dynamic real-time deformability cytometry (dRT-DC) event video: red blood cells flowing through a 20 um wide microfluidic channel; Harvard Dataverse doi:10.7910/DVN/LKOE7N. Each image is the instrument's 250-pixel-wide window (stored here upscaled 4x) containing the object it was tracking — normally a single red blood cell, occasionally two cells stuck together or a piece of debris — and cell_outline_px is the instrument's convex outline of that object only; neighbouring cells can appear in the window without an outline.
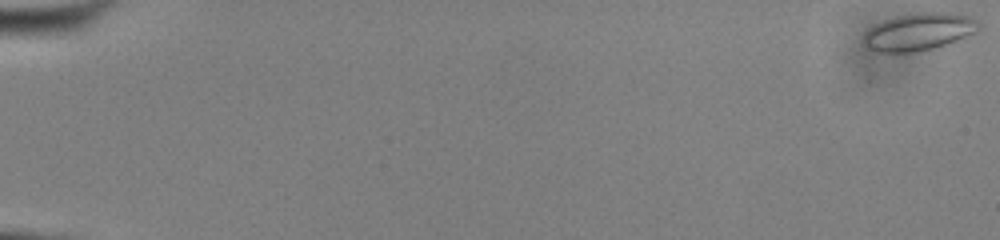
{"species": "common noctule bat (a hibernating species)", "species_latin": "Nyctalus noctula", "temperature_condition": "cold", "stored_images_in_passage": 55, "camera_frame_rate_fps": 3000, "um_per_image_px": 0.085, "animal": {"sex": "male", "body_mass_g": 13.0, "forearm_length_mm": 53.1}, "frame": {"image": 1, "passage_image": 1, "time_ms": 0.0, "image_size_px": [1000, 240], "cell_outline_px": [[980, 28], [976, 32], [956, 40], [932, 48], [912, 52], [876, 52], [864, 40], [864, 32], [868, 28], [884, 20], [896, 16], [916, 12], [944, 12], [968, 16], [980, 24]], "centroid_in_image_um": [78.1, 2.68], "position_along_channel_um": 6.9, "area_um2": 24.62}}
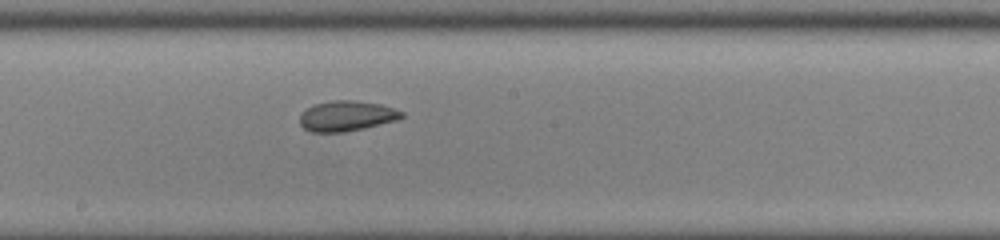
{"frame": {"image": 2, "passage_image": 32, "time_ms": 10.333, "image_size_px": [1000, 240], "cell_outline_px": [[404, 116], [396, 120], [364, 128], [344, 132], [312, 132], [304, 128], [300, 124], [300, 116], [308, 108], [316, 104], [332, 100], [352, 100], [380, 104], [404, 112]], "centroid_in_image_um": [29.47, 9.86], "position_along_channel_um": 218.7, "area_um2": 17.74}}
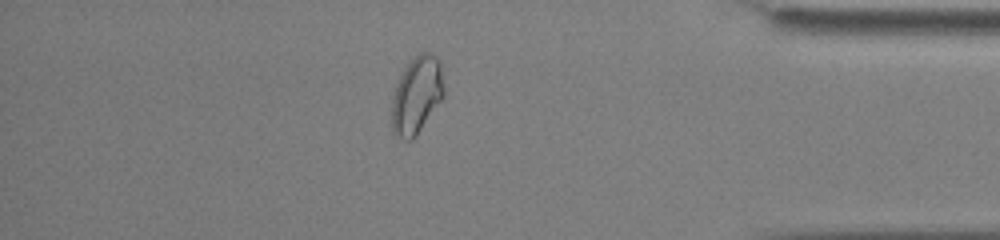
{"frame": {"image": 3, "passage_image": 48, "time_ms": 15.667, "image_size_px": [1000, 240], "cell_outline_px": [[444, 96], [416, 136], [412, 140], [404, 140], [396, 136], [392, 132], [392, 96], [396, 84], [404, 68], [420, 52], [432, 52], [440, 60], [444, 88]], "centroid_in_image_um": [35.42, 8.09], "position_along_channel_um": 399.8, "area_um2": 23.58}, "authors_computed_cell_mechanics": {"area_um2": 20.2878, "velocity_mm_per_s": 3.8913, "shape_relaxation_time_tau1_ms": 6.5785, "shape_relaxation_time_tau2_ms": 1.8093, "deformation_change_tau1": 0.1182, "deformation_change_tau2": 0.0523}}